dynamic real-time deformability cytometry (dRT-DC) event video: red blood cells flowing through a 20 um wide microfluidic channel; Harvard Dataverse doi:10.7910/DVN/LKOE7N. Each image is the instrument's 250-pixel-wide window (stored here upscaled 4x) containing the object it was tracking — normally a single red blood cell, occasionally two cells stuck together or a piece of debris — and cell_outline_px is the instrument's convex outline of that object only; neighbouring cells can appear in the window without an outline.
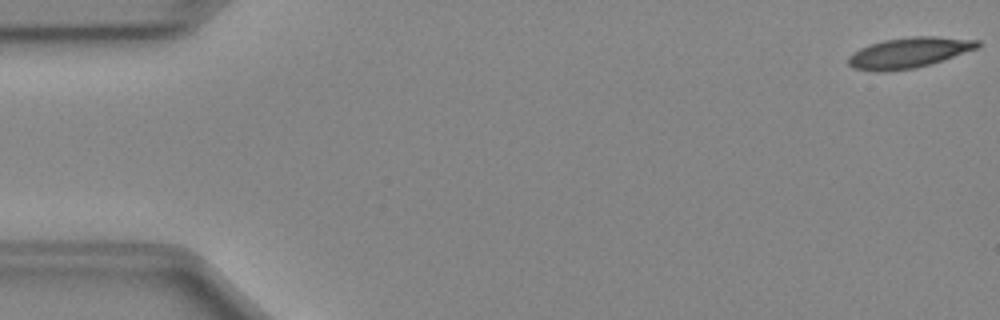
{"species": "Egyptian fruit bat (a non-hibernating species)", "species_latin": "Rousettus aegyptiacus", "temperature_condition": "cold", "stored_images_in_passage": 50, "camera_frame_rate_fps": 3000, "um_per_image_px": 0.085, "animal": {"sex": "female"}, "frame": {"image": 1, "passage_image": 1, "time_ms": 0.0, "image_size_px": [1000, 320], "cell_outline_px": [[980, 48], [916, 68], [884, 72], [876, 72], [852, 68], [848, 64], [848, 56], [860, 48], [884, 40], [912, 36], [932, 36], [980, 40]], "centroid_in_image_um": [77.26, 4.48], "position_along_channel_um": 7.7, "area_um2": 23.0}}
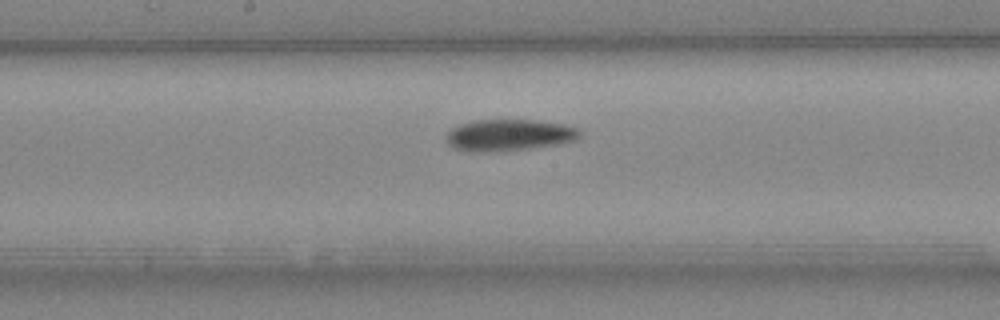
{"frame": {"image": 2, "passage_image": 26, "time_ms": 8.333, "image_size_px": [1000, 320], "cell_outline_px": [[580, 136], [576, 140], [556, 144], [500, 152], [472, 152], [452, 148], [444, 140], [444, 136], [452, 128], [460, 124], [472, 120], [532, 120], [564, 124], [576, 128], [580, 132]], "centroid_in_image_um": [43.18, 11.49], "position_along_channel_um": 205.0, "area_um2": 24.74}}
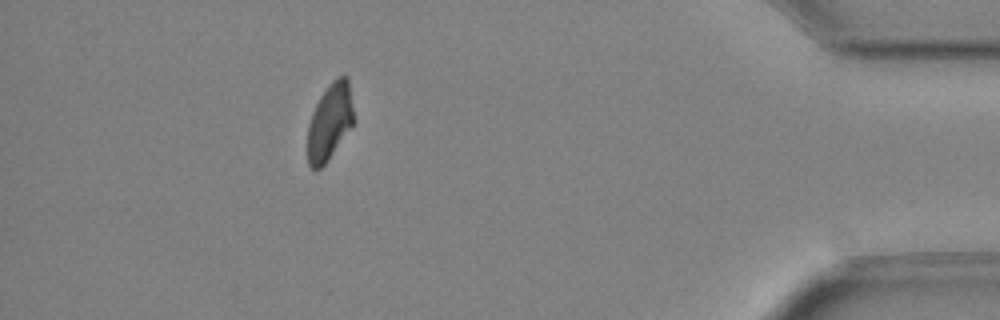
{"frame": {"image": 3, "passage_image": 45, "time_ms": 14.667, "image_size_px": [1000, 320], "cell_outline_px": [[356, 120], [328, 160], [320, 168], [312, 168], [308, 164], [308, 124], [312, 112], [320, 96], [328, 84], [336, 76], [348, 76]], "centroid_in_image_um": [28.06, 10.3], "position_along_channel_um": 407.1, "area_um2": 20.81}, "authors_computed_cell_mechanics": {"area_um2": 23.0333, "velocity_mm_per_s": 4.0101, "shape_relaxation_time_tau1_ms": 7.6008, "shape_relaxation_time_tau2_ms": null, "deformation_change_tau1": 0.1703, "deformation_change_tau2": null}}